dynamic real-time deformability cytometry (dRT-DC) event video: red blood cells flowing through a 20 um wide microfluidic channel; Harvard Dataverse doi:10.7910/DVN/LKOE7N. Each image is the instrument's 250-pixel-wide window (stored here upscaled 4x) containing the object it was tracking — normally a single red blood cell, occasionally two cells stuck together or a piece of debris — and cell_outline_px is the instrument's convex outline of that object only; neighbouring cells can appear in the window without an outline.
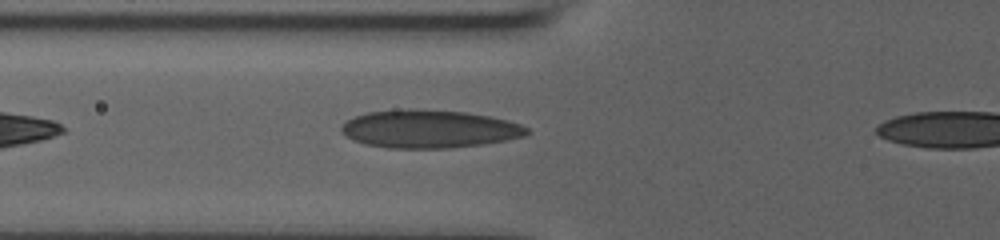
{"species": "human", "species_latin": "Homo sapiens", "temperature_condition": "room temperature", "stored_images_in_passage": 14, "camera_frame_rate_fps": 3000, "um_per_image_px": 0.085, "donor": {"sex": "male"}, "frame": {"image": 1, "passage_image": 3, "time_ms": 0.667, "image_size_px": [1000, 240], "cell_outline_px": [[528, 132], [524, 136], [504, 140], [480, 144], [448, 148], [388, 148], [364, 144], [352, 140], [340, 132], [340, 128], [348, 120], [356, 116], [368, 112], [396, 108], [416, 108], [464, 112], [488, 116], [508, 120], [520, 124], [528, 128]], "centroid_in_image_um": [36.42, 10.95], "position_along_channel_um": 89.4, "area_um2": 41.21}}
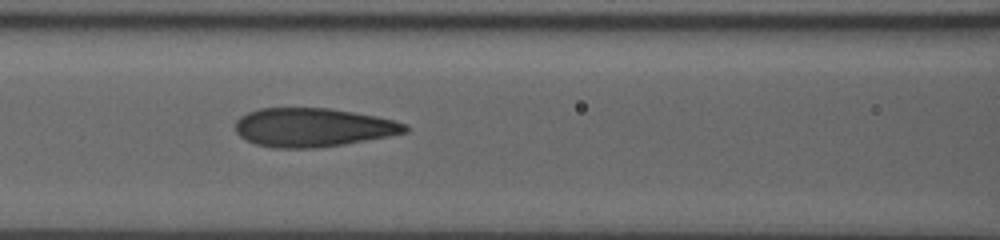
{"frame": {"image": 2, "passage_image": 7, "time_ms": 2.0, "image_size_px": [1000, 240], "cell_outline_px": [[408, 132], [388, 136], [344, 144], [316, 148], [276, 148], [256, 144], [240, 136], [236, 132], [236, 120], [240, 116], [248, 112], [260, 108], [332, 108], [376, 116], [408, 124]], "centroid_in_image_um": [26.6, 10.82], "position_along_channel_um": 140.0, "area_um2": 38.26}}
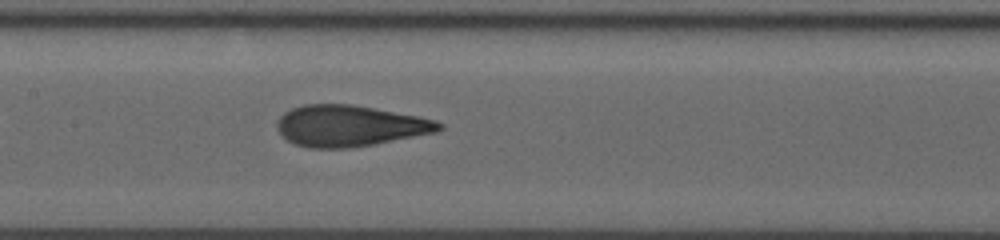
{"frame": {"image": 3, "passage_image": 10, "time_ms": 3.0, "image_size_px": [1000, 240], "cell_outline_px": [[444, 128], [436, 132], [372, 144], [344, 148], [312, 148], [296, 144], [288, 140], [276, 128], [276, 124], [280, 116], [284, 112], [292, 108], [304, 104], [352, 104], [420, 116], [436, 120], [444, 124]], "centroid_in_image_um": [29.74, 10.68], "position_along_channel_um": 177.7, "area_um2": 38.67}}